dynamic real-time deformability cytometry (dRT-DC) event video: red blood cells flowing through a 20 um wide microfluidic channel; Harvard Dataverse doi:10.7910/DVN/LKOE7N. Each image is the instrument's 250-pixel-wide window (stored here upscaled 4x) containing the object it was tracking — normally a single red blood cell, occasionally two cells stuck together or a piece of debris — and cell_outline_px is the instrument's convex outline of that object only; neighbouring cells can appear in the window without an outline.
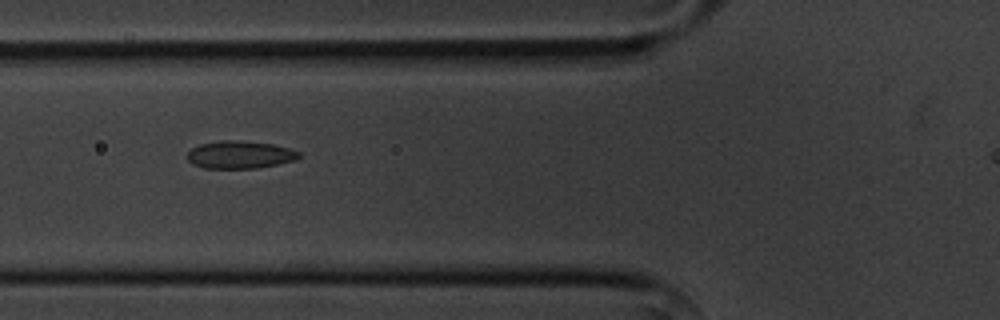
{"species": "common noctule bat (a hibernating species)", "species_latin": "Nyctalus noctula", "temperature_condition": "cold", "stored_images_in_passage": 7, "camera_frame_rate_fps": 3000, "um_per_image_px": 0.085, "animal": {"sex": "male", "body_mass_g": 20.1, "forearm_length_mm": 53.5}, "frame": {"image": 1, "passage_image": 3, "time_ms": 2.333, "image_size_px": [1000, 320], "cell_outline_px": [[300, 156], [296, 160], [256, 168], [204, 168], [192, 164], [184, 156], [192, 148], [200, 144], [220, 140], [240, 140], [272, 144], [288, 148], [300, 152]], "centroid_in_image_um": [20.35, 13.14], "position_along_channel_um": 105.5, "area_um2": 18.03}}
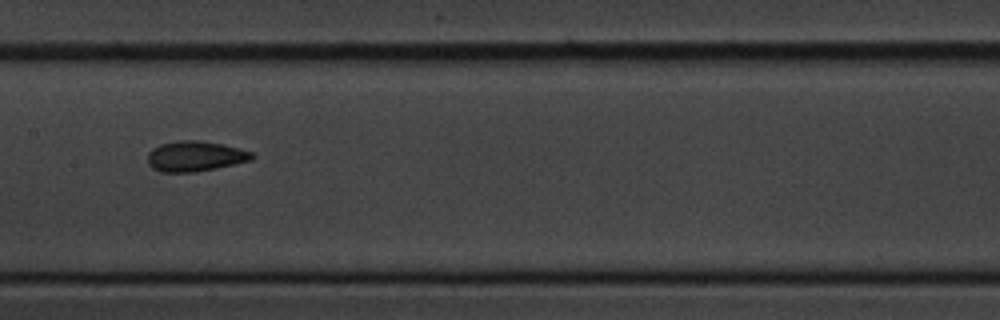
{"frame": {"image": 2, "passage_image": 5, "time_ms": 4.667, "image_size_px": [1000, 320], "cell_outline_px": [[256, 156], [252, 160], [216, 168], [192, 172], [160, 172], [152, 168], [148, 164], [148, 152], [152, 148], [160, 144], [176, 140], [200, 140], [240, 148], [252, 152]], "centroid_in_image_um": [16.57, 13.27], "position_along_channel_um": 190.8, "area_um2": 18.55}}
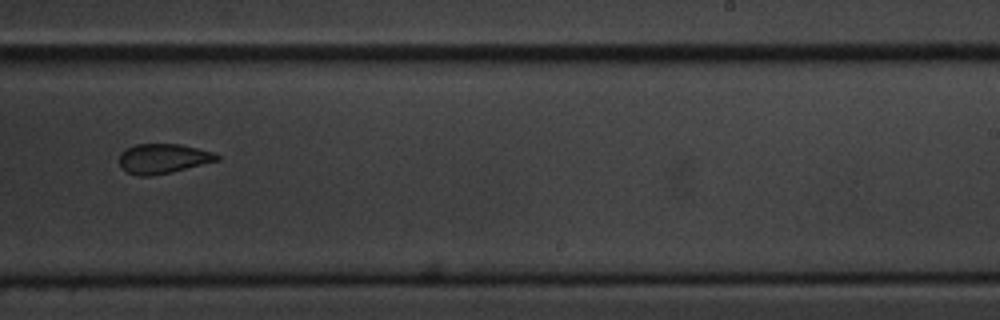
{"frame": {"image": 3, "passage_image": 7, "time_ms": 7.0, "image_size_px": [1000, 320], "cell_outline_px": [[220, 160], [168, 172], [148, 176], [136, 176], [128, 172], [120, 164], [120, 152], [136, 144], [180, 144], [212, 152], [220, 156]], "centroid_in_image_um": [13.85, 13.47], "position_along_channel_um": 275.1, "area_um2": 16.53}}